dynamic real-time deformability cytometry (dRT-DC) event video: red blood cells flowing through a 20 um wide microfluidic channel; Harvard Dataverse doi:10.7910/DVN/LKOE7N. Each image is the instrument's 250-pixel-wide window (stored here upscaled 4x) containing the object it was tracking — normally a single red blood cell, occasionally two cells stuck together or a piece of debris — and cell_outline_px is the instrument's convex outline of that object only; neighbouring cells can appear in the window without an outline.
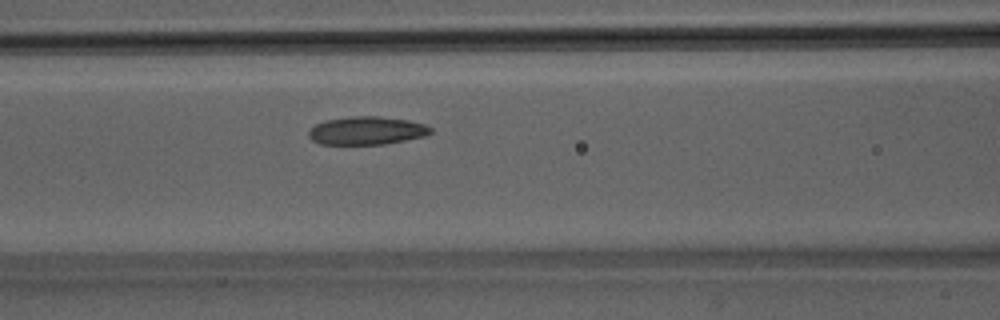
{"species": "Egyptian fruit bat (a non-hibernating species)", "species_latin": "Rousettus aegyptiacus", "temperature_condition": "room temperature", "stored_images_in_passage": 43, "camera_frame_rate_fps": 3000, "um_per_image_px": 0.085, "animal": {"sex": "male"}, "frame": {"image": 1, "passage_image": 16, "time_ms": 5.0, "image_size_px": [1000, 320], "cell_outline_px": [[432, 132], [424, 136], [384, 144], [320, 144], [312, 140], [308, 136], [308, 132], [316, 124], [324, 120], [352, 116], [376, 116], [408, 120], [424, 124], [432, 128]], "centroid_in_image_um": [31.15, 11.1], "position_along_channel_um": 135.4, "area_um2": 19.88}}
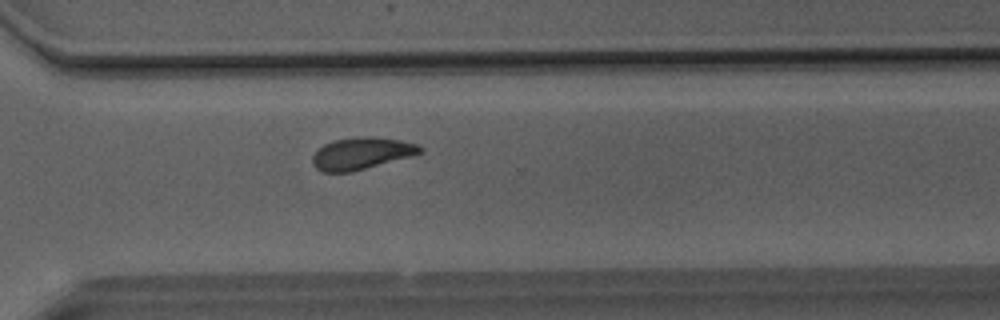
{"frame": {"image": 2, "passage_image": 31, "time_ms": 10.0, "image_size_px": [1000, 320], "cell_outline_px": [[424, 148], [420, 152], [412, 156], [352, 172], [324, 172], [316, 168], [312, 164], [312, 156], [324, 144], [332, 140], [364, 136], [372, 136], [400, 140], [416, 144]], "centroid_in_image_um": [30.72, 13.04], "position_along_channel_um": 339.9, "area_um2": 20.0}}
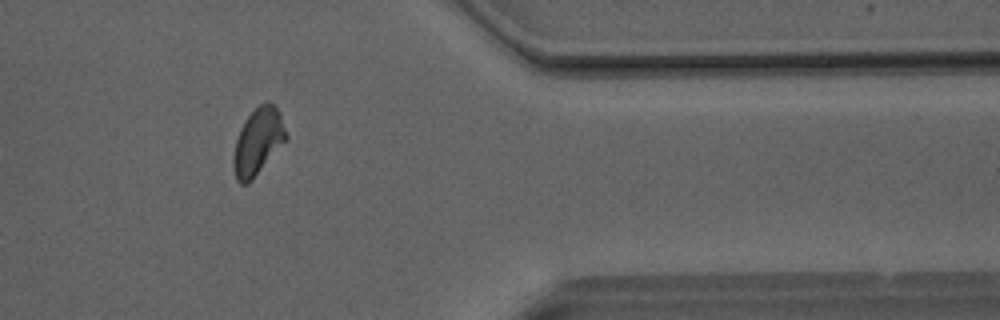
{"frame": {"image": 3, "passage_image": 36, "time_ms": 11.667, "image_size_px": [1000, 320], "cell_outline_px": [[288, 136], [252, 180], [248, 184], [240, 184], [236, 180], [232, 164], [232, 156], [236, 140], [240, 128], [244, 120], [260, 104], [268, 100], [280, 112]], "centroid_in_image_um": [21.89, 12.03], "position_along_channel_um": 389.5, "area_um2": 20.29}, "authors_computed_cell_mechanics": {"area_um2": 20.2878, "velocity_mm_per_s": 4.0924, "shape_relaxation_time_tau1_ms": 7.3662, "shape_relaxation_time_tau2_ms": 1.9999, "deformation_change_tau1": 0.1477, "deformation_change_tau2": 0.0707}}